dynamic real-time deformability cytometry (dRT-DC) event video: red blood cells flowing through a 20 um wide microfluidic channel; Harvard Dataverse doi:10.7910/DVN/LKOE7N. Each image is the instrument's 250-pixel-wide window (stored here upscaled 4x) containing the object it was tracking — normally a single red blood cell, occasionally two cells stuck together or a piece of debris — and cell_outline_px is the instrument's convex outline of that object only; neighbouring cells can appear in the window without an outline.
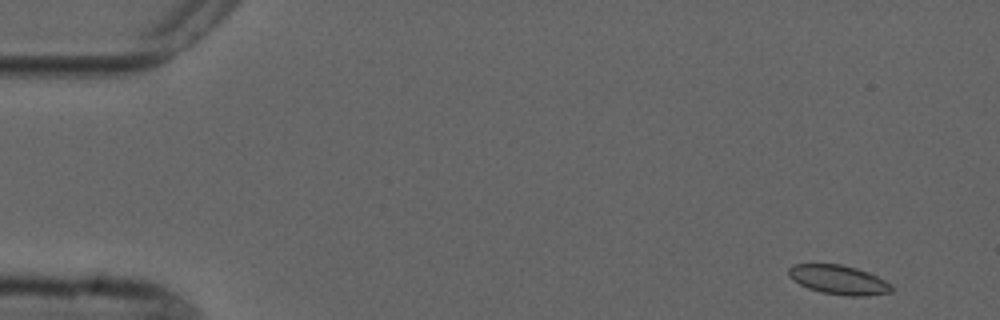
{"species": "common noctule bat (a hibernating species)", "species_latin": "Nyctalus noctula", "temperature_condition": "cold", "stored_images_in_passage": 4, "camera_frame_rate_fps": 3000, "um_per_image_px": 0.085, "animal": {"sex": "male", "forearm_length_mm": 52.5}, "frame": {"image": 1, "passage_image": 1, "time_ms": 0.0, "image_size_px": [1000, 320], "cell_outline_px": [[892, 292], [868, 296], [848, 296], [820, 292], [808, 288], [792, 280], [788, 276], [788, 268], [792, 264], [840, 264], [856, 268], [868, 272], [892, 284]], "centroid_in_image_um": [71.27, 23.78], "position_along_channel_um": 13.7, "area_um2": 17.63}}
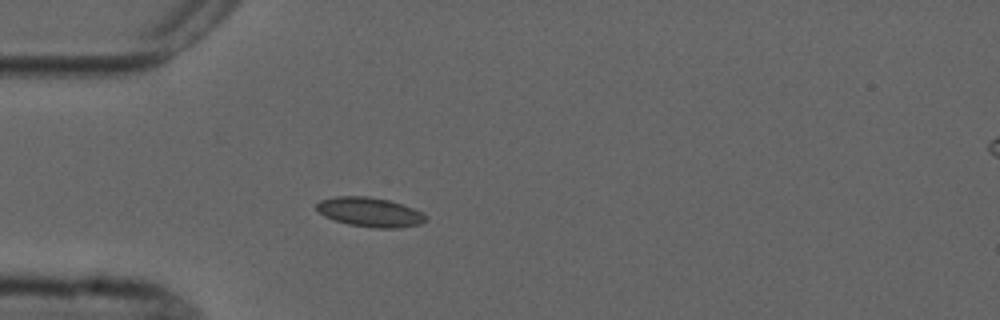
{"frame": {"image": 2, "passage_image": 4, "time_ms": 4.0, "image_size_px": [1000, 320], "cell_outline_px": [[428, 220], [420, 224], [400, 228], [376, 228], [348, 224], [324, 216], [316, 208], [316, 204], [320, 200], [332, 196], [368, 196], [388, 200], [424, 212], [428, 216]], "centroid_in_image_um": [31.47, 18.03], "position_along_channel_um": 53.5, "area_um2": 18.79}}